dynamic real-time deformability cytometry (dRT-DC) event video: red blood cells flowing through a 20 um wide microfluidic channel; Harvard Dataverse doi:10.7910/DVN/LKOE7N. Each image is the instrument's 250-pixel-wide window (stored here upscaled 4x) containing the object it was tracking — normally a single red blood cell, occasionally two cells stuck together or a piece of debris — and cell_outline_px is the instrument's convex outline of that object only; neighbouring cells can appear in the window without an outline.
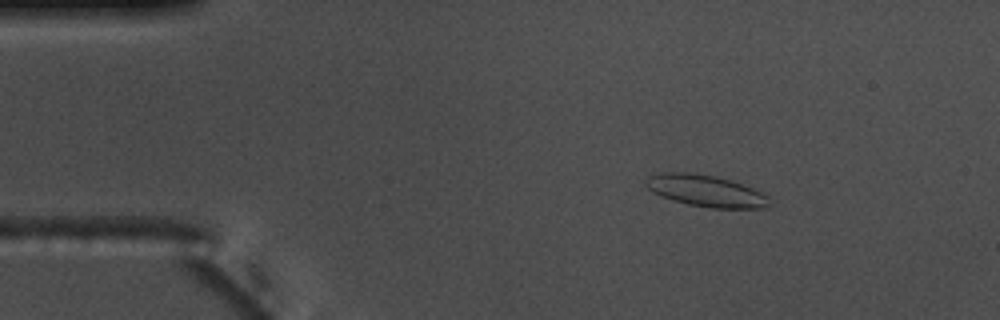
{"species": "common noctule bat (a hibernating species)", "species_latin": "Nyctalus noctula", "temperature_condition": "warm", "stored_images_in_passage": 51, "camera_frame_rate_fps": 3000, "um_per_image_px": 0.085, "animal": {"sex": "male", "body_mass_g": 17.5, "forearm_length_mm": 52.3}, "frame": {"image": 1, "passage_image": 4, "time_ms": 1.0, "image_size_px": [1000, 320], "cell_outline_px": [[768, 204], [764, 208], [712, 208], [688, 204], [672, 200], [660, 196], [652, 192], [644, 184], [644, 180], [648, 176], [660, 172], [688, 172], [716, 176], [732, 180], [752, 188], [768, 196]], "centroid_in_image_um": [59.93, 16.21], "position_along_channel_um": 25.1, "area_um2": 22.83}}
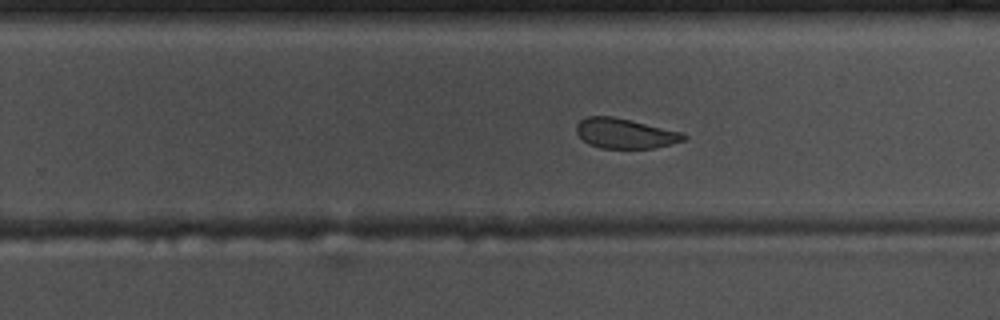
{"frame": {"image": 2, "passage_image": 30, "time_ms": 9.667, "image_size_px": [1000, 320], "cell_outline_px": [[688, 136], [684, 140], [672, 144], [652, 148], [600, 148], [588, 144], [576, 132], [576, 124], [584, 116], [612, 116], [632, 120], [684, 132]], "centroid_in_image_um": [53.14, 11.33], "position_along_channel_um": 276.7, "area_um2": 18.96}}
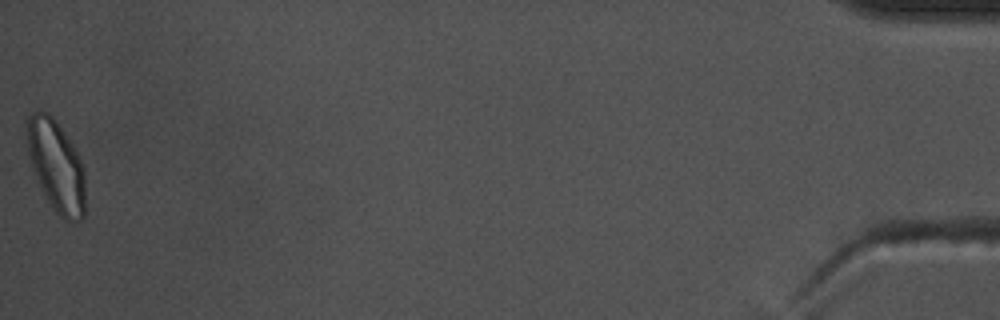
{"frame": {"image": 3, "passage_image": 51, "time_ms": 16.667, "image_size_px": [1000, 320], "cell_outline_px": [[84, 216], [80, 220], [72, 224], [64, 220], [56, 212], [48, 200], [36, 180], [28, 152], [28, 116], [32, 112], [48, 112], [64, 132], [72, 144], [84, 168]], "centroid_in_image_um": [4.8, 14.16], "position_along_channel_um": 430.4, "area_um2": 30.58}, "authors_computed_cell_mechanics": {"area_um2": 21.3282, "velocity_mm_per_s": 3.6661, "shape_relaxation_time_tau1_ms": null, "shape_relaxation_time_tau2_ms": 2.0771, "deformation_change_tau1": null, "deformation_change_tau2": 0.0671}}